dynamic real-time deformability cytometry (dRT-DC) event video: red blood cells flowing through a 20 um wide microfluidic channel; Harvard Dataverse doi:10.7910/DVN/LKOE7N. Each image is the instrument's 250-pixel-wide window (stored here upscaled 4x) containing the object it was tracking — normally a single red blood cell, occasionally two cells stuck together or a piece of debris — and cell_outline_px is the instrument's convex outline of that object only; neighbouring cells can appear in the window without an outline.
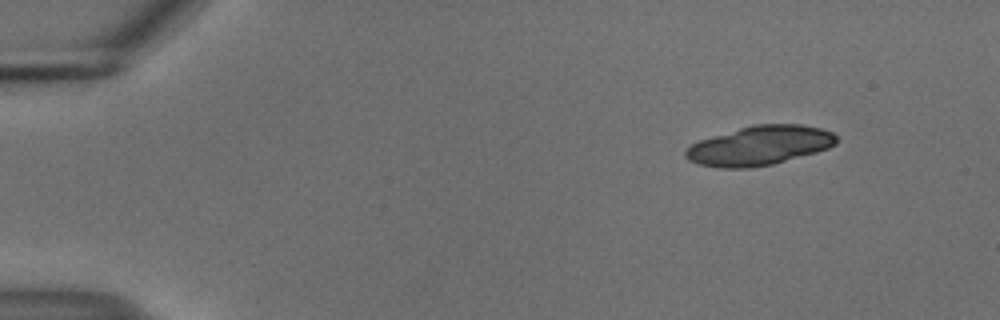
{"species": "common noctule bat (a hibernating species)", "species_latin": "Nyctalus noctula", "temperature_condition": "cold", "stored_images_in_passage": 15, "camera_frame_rate_fps": 3000, "um_per_image_px": 0.085, "animal": {"sex": "male", "body_mass_g": 18.8}, "frame": {"image": 1, "passage_image": 1, "time_ms": 0.0, "image_size_px": [1000, 320], "cell_outline_px": [[836, 144], [828, 148], [816, 152], [772, 164], [748, 168], [720, 168], [700, 164], [688, 160], [684, 156], [684, 152], [692, 144], [700, 140], [752, 124], [800, 124], [820, 128], [832, 132], [836, 136]], "centroid_in_image_um": [64.56, 12.37], "position_along_channel_um": 20.4, "area_um2": 34.33}}